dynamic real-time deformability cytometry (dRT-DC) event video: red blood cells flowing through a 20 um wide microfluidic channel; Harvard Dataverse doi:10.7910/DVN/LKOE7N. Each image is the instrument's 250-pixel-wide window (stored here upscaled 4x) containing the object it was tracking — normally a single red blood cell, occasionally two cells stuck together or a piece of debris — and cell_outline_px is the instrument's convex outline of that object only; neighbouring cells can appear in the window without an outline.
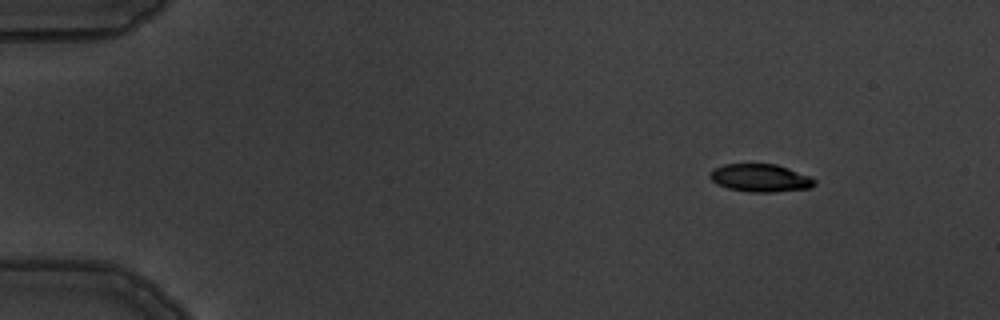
{"species": "common noctule bat (a hibernating species)", "species_latin": "Nyctalus noctula", "temperature_condition": "warm", "stored_images_in_passage": 5, "camera_frame_rate_fps": 3000, "um_per_image_px": 0.085, "animal": {"sex": "male", "body_mass_g": 19.5, "forearm_length_mm": 54.6}, "frame": {"image": 1, "passage_image": 2, "time_ms": 1.333, "image_size_px": [1000, 320], "cell_outline_px": [[816, 184], [808, 188], [772, 192], [748, 192], [728, 188], [716, 184], [708, 176], [716, 168], [724, 164], [776, 164], [788, 168], [808, 176], [816, 180]], "centroid_in_image_um": [64.61, 15.13], "position_along_channel_um": 20.4, "area_um2": 16.76}}